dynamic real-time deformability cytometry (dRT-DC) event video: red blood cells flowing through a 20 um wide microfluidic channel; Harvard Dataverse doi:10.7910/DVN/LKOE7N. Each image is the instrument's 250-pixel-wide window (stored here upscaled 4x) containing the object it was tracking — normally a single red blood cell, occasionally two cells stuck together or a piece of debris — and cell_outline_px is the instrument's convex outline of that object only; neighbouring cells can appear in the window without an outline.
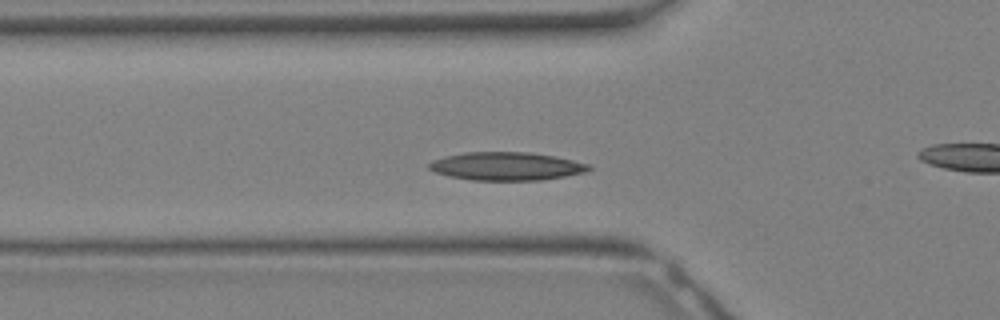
{"species": "Egyptian fruit bat (a non-hibernating species)", "species_latin": "Rousettus aegyptiacus", "temperature_condition": "warm", "stored_images_in_passage": 29, "camera_frame_rate_fps": 3000, "um_per_image_px": 0.085, "animal": {"sex": "female"}, "frame": {"image": 1, "passage_image": 7, "time_ms": 2.0, "image_size_px": [1000, 320], "cell_outline_px": [[592, 168], [584, 172], [564, 176], [540, 180], [472, 180], [448, 176], [436, 172], [428, 168], [428, 164], [432, 160], [444, 156], [464, 152], [532, 152], [572, 160], [588, 164]], "centroid_in_image_um": [42.99, 14.12], "position_along_channel_um": 82.8, "area_um2": 26.13}}
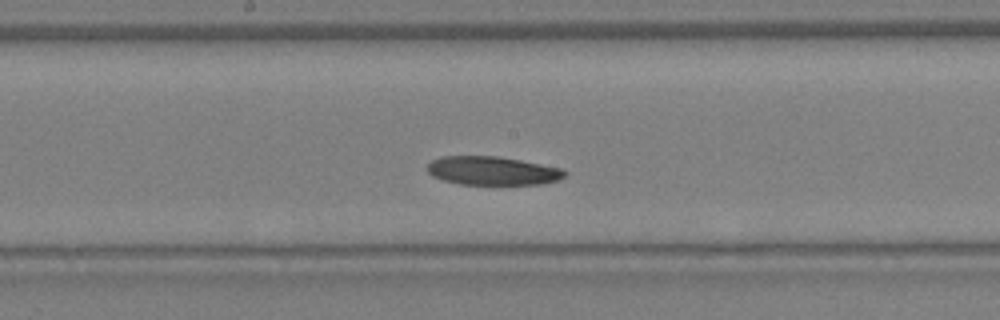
{"frame": {"image": 2, "passage_image": 13, "time_ms": 4.0, "image_size_px": [1000, 320], "cell_outline_px": [[568, 172], [564, 176], [556, 180], [540, 184], [460, 184], [444, 180], [432, 176], [428, 172], [428, 164], [432, 160], [440, 156], [496, 156], [520, 160], [564, 168]], "centroid_in_image_um": [41.86, 14.5], "position_along_channel_um": 206.3, "area_um2": 22.83}}
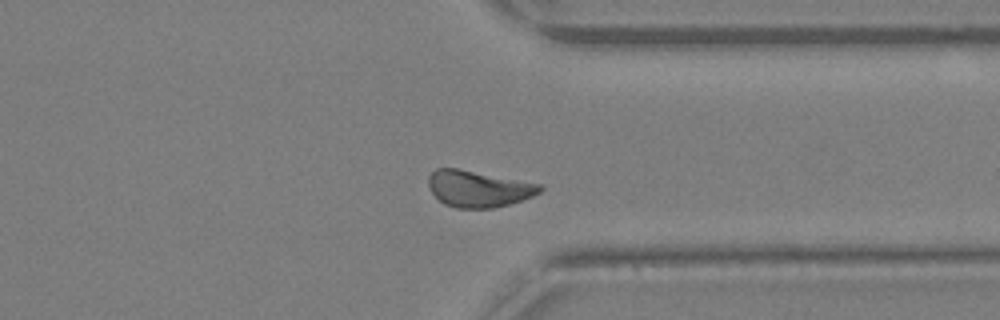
{"frame": {"image": 3, "passage_image": 21, "time_ms": 6.667, "image_size_px": [1000, 320], "cell_outline_px": [[544, 188], [540, 192], [532, 196], [508, 204], [492, 208], [456, 208], [444, 204], [432, 192], [428, 184], [428, 176], [436, 168], [456, 168], [540, 184]], "centroid_in_image_um": [40.64, 16.04], "position_along_channel_um": 370.8, "area_um2": 23.35}}